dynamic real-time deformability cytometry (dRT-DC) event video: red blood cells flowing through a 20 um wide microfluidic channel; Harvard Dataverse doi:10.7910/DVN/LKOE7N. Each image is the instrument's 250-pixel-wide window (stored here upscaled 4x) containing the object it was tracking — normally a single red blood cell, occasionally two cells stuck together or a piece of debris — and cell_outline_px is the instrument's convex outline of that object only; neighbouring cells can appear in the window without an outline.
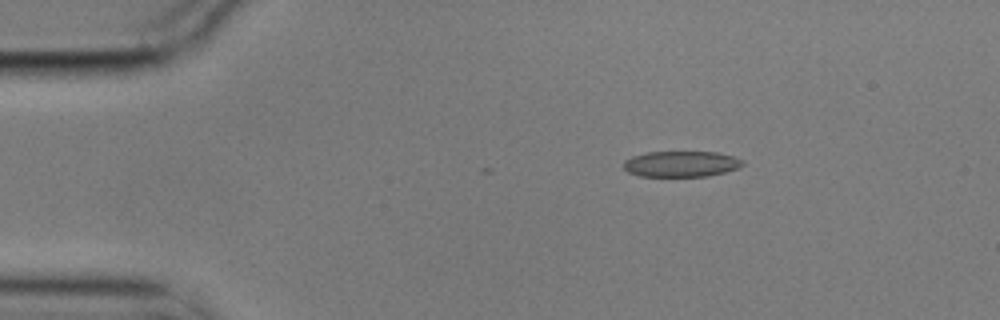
{"species": "common noctule bat (a hibernating species)", "species_latin": "Nyctalus noctula", "temperature_condition": "cold", "stored_images_in_passage": 4, "camera_frame_rate_fps": 3000, "um_per_image_px": 0.085, "animal": {"sex": "male", "body_mass_g": 17.9}, "frame": {"image": 1, "passage_image": 2, "time_ms": 0.333, "image_size_px": [1000, 320], "cell_outline_px": [[744, 164], [736, 168], [724, 172], [708, 176], [640, 176], [628, 172], [624, 168], [624, 160], [632, 156], [648, 152], [716, 152], [732, 156], [744, 160]], "centroid_in_image_um": [57.88, 13.93], "position_along_channel_um": 27.1, "area_um2": 17.8}}